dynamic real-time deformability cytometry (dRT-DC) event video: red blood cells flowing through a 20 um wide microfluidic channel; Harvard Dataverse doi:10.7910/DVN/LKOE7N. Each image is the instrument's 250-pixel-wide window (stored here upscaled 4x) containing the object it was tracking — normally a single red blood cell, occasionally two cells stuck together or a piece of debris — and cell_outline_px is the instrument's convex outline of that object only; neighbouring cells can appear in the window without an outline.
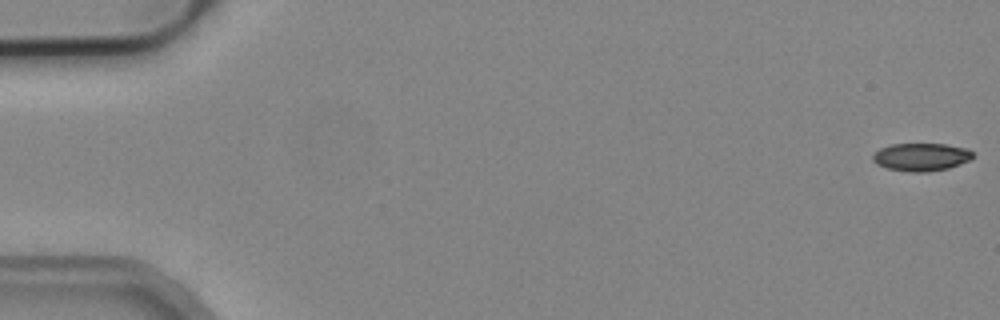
{"species": "common noctule bat (a hibernating species)", "species_latin": "Nyctalus noctula", "temperature_condition": "cold", "stored_images_in_passage": 8, "camera_frame_rate_fps": 3000, "um_per_image_px": 0.085, "animal": {"sex": "male", "body_mass_g": 19.2, "forearm_length_mm": 51.8}, "frame": {"image": 1, "passage_image": 1, "time_ms": 0.0, "image_size_px": [1000, 320], "cell_outline_px": [[972, 156], [968, 160], [960, 164], [948, 168], [928, 172], [912, 172], [888, 168], [876, 164], [872, 160], [872, 156], [880, 148], [892, 144], [944, 144], [968, 148], [972, 152]], "centroid_in_image_um": [78.29, 13.34], "position_along_channel_um": 6.7, "area_um2": 16.13}}